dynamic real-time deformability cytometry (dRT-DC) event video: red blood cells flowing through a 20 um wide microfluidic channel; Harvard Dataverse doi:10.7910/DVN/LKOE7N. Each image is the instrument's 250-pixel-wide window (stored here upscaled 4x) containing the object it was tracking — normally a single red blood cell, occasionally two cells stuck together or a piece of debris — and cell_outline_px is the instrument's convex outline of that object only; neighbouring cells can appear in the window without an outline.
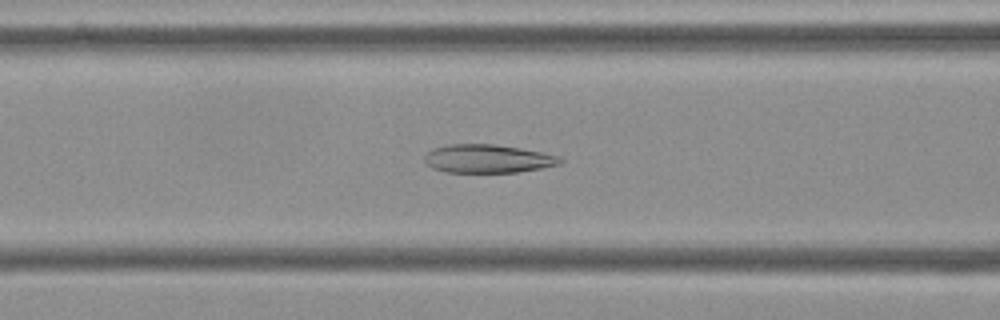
{"species": "Egyptian fruit bat (a non-hibernating species)", "species_latin": "Rousettus aegyptiacus", "temperature_condition": "cold", "stored_images_in_passage": 55, "camera_frame_rate_fps": 3000, "um_per_image_px": 0.085, "frame": {"image": 1, "passage_image": 22, "time_ms": 7.0, "image_size_px": [1000, 320], "cell_outline_px": [[564, 160], [560, 164], [540, 168], [516, 172], [444, 172], [432, 168], [424, 160], [424, 156], [432, 148], [448, 144], [492, 144], [520, 148], [560, 156]], "centroid_in_image_um": [41.44, 13.49], "position_along_channel_um": 125.2, "area_um2": 22.37}}
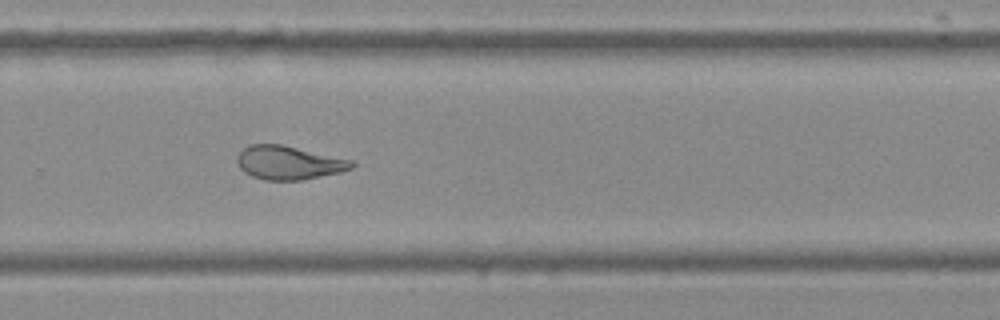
{"frame": {"image": 2, "passage_image": 37, "time_ms": 12.0, "image_size_px": [1000, 320], "cell_outline_px": [[356, 164], [352, 168], [340, 172], [300, 180], [264, 180], [252, 176], [244, 172], [240, 168], [236, 160], [236, 156], [248, 144], [280, 144], [356, 160]], "centroid_in_image_um": [24.56, 13.82], "position_along_channel_um": 305.2, "area_um2": 22.6}}
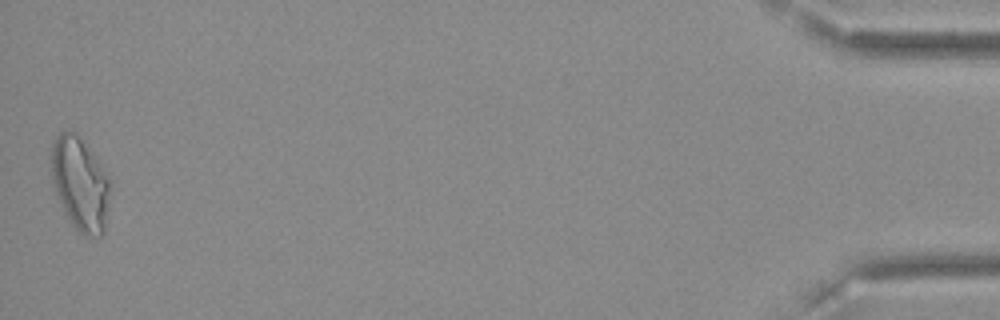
{"frame": {"image": 3, "passage_image": 55, "time_ms": 18.0, "image_size_px": [1000, 320], "cell_outline_px": [[108, 196], [104, 232], [100, 236], [84, 236], [64, 216], [52, 180], [52, 140], [60, 132], [72, 128], [76, 132], [108, 176]], "centroid_in_image_um": [6.76, 15.62], "position_along_channel_um": 428.4, "area_um2": 31.56}, "authors_computed_cell_mechanics": {"area_um2": 25.2586, "velocity_mm_per_s": 3.6023, "shape_relaxation_time_tau1_ms": 10.1156, "shape_relaxation_time_tau2_ms": 1.8522, "deformation_change_tau1": 0.2416, "deformation_change_tau2": 0.0861}}